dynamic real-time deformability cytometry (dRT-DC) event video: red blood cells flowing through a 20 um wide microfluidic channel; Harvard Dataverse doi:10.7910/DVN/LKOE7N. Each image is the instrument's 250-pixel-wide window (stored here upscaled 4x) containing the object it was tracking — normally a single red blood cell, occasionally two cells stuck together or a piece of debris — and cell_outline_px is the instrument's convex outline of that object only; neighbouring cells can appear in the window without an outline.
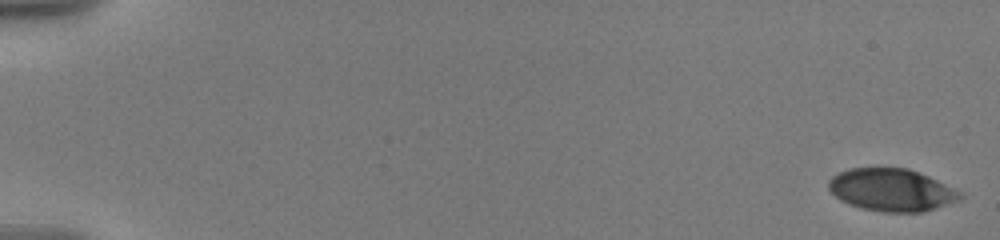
{"species": "human", "species_latin": "Homo sapiens", "temperature_condition": "warm", "stored_images_in_passage": 18, "camera_frame_rate_fps": 3000, "um_per_image_px": 0.085, "donor": {"sex": "male"}, "frame": {"image": 1, "passage_image": 1, "time_ms": 0.0, "image_size_px": [1000, 240], "cell_outline_px": [[964, 196], [960, 200], [920, 212], [880, 212], [860, 208], [848, 204], [840, 200], [828, 188], [828, 180], [832, 176], [848, 168], [908, 168], [928, 176], [960, 192]], "centroid_in_image_um": [75.74, 16.15], "position_along_channel_um": 9.3, "area_um2": 32.37}}
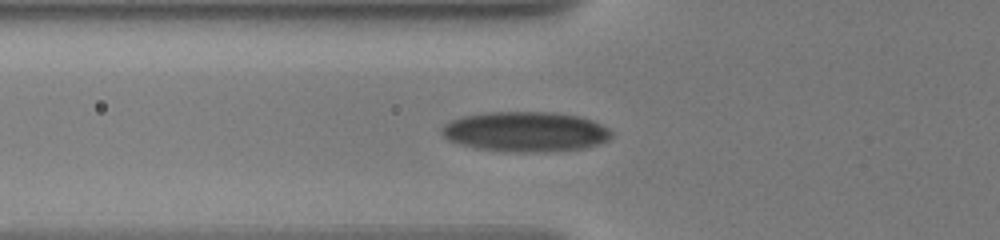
{"frame": {"image": 2, "passage_image": 11, "time_ms": 7.0, "image_size_px": [1000, 240], "cell_outline_px": [[612, 136], [608, 140], [600, 144], [588, 148], [528, 152], [508, 152], [476, 148], [448, 140], [444, 136], [440, 128], [444, 124], [460, 116], [484, 112], [552, 112], [580, 116], [592, 120], [608, 128], [612, 132]], "centroid_in_image_um": [44.67, 11.18], "position_along_channel_um": 81.1, "area_um2": 39.77}}
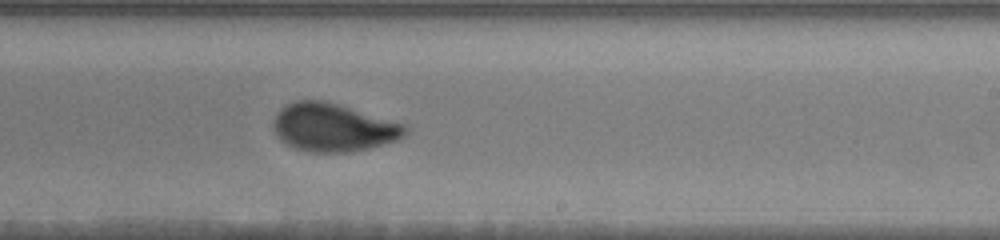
{"frame": {"image": 3, "passage_image": 18, "time_ms": 12.0, "image_size_px": [1000, 240], "cell_outline_px": [[408, 132], [404, 136], [396, 140], [368, 148], [344, 152], [312, 152], [296, 148], [288, 144], [276, 132], [272, 124], [280, 108], [296, 100], [324, 100], [408, 124]], "centroid_in_image_um": [28.38, 10.81], "position_along_channel_um": 260.6, "area_um2": 36.65}}